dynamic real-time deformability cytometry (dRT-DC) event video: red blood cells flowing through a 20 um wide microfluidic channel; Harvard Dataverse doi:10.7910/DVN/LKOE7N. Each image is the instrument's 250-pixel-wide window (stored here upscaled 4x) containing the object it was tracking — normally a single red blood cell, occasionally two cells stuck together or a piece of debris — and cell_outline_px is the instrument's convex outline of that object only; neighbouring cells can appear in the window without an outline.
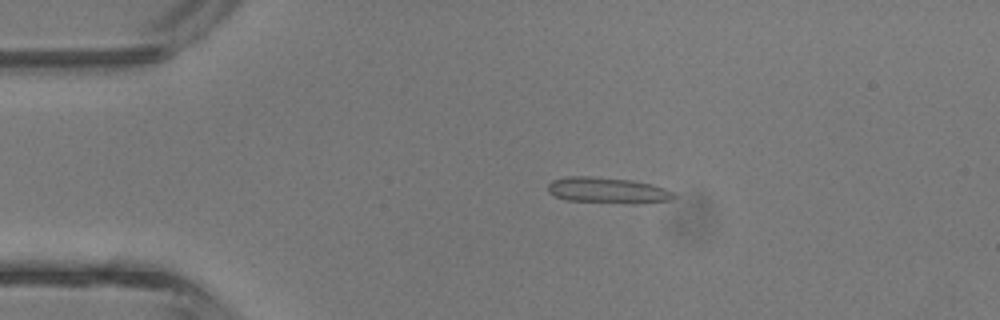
{"species": "common noctule bat (a hibernating species)", "species_latin": "Nyctalus noctula", "temperature_condition": "room temperature", "stored_images_in_passage": 42, "camera_frame_rate_fps": 3000, "um_per_image_px": 0.085, "animal": {"sex": "male", "body_mass_g": 13.3}, "frame": {"image": 1, "passage_image": 8, "time_ms": 2.333, "image_size_px": [1000, 320], "cell_outline_px": [[676, 196], [672, 200], [636, 204], [568, 200], [556, 196], [548, 192], [548, 184], [552, 180], [564, 176], [592, 176], [632, 180], [652, 184], [676, 192]], "centroid_in_image_um": [51.69, 16.17], "position_along_channel_um": 33.3, "area_um2": 19.25}}
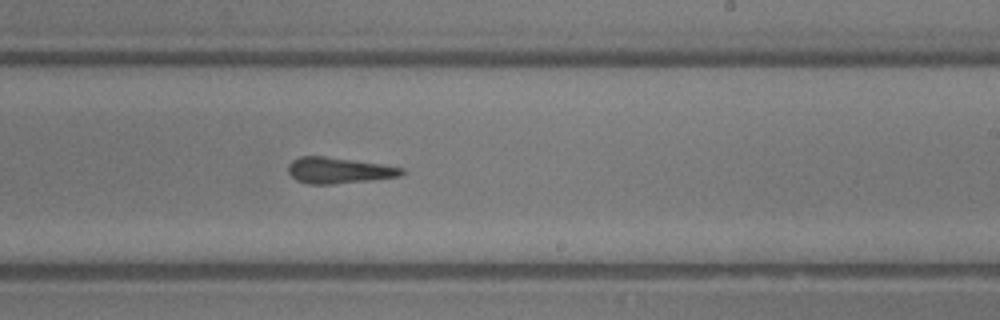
{"frame": {"image": 2, "passage_image": 25, "time_ms": 8.0, "image_size_px": [1000, 320], "cell_outline_px": [[404, 172], [400, 176], [368, 180], [332, 184], [308, 184], [296, 180], [288, 172], [288, 164], [292, 160], [300, 156], [324, 156], [384, 164], [404, 168]], "centroid_in_image_um": [28.77, 14.47], "position_along_channel_um": 260.2, "area_um2": 17.17}}
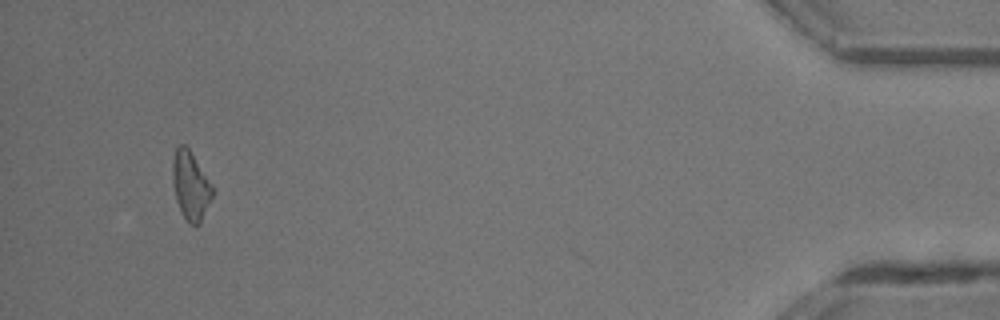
{"frame": {"image": 3, "passage_image": 40, "time_ms": 13.0, "image_size_px": [1000, 320], "cell_outline_px": [[216, 192], [200, 224], [188, 224], [176, 200], [172, 180], [172, 164], [176, 148], [180, 144], [184, 144], [188, 148], [212, 184]], "centroid_in_image_um": [16.23, 15.8], "position_along_channel_um": 419.0, "area_um2": 16.01}, "authors_computed_cell_mechanics": {"area_um2": 17.4845, "velocity_mm_per_s": 4.7579, "shape_relaxation_time_tau1_ms": 3.6574, "shape_relaxation_time_tau2_ms": 2.4205, "deformation_change_tau1": 0.0977, "deformation_change_tau2": 0.116}}